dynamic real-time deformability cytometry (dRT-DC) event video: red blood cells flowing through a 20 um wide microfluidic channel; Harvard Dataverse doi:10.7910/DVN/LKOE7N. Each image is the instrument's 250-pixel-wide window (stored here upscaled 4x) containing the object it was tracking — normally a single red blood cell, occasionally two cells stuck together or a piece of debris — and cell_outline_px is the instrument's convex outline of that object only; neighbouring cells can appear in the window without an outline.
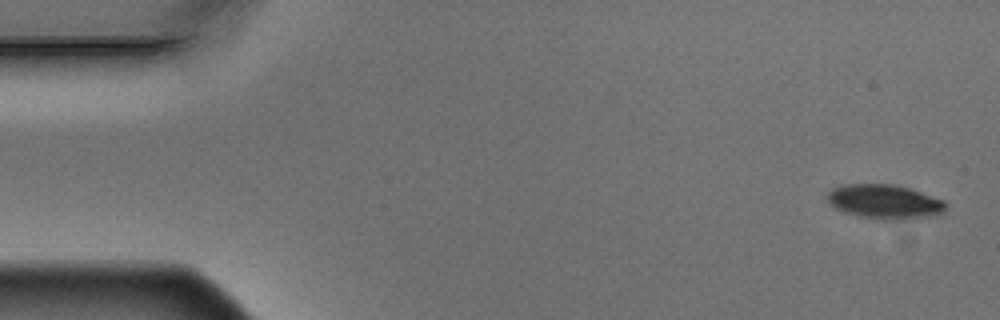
{"species": "Egyptian fruit bat (a non-hibernating species)", "species_latin": "Rousettus aegyptiacus", "temperature_condition": "warm", "stored_images_in_passage": 4, "camera_frame_rate_fps": 3000, "um_per_image_px": 0.085, "animal": {"sex": "male"}, "frame": {"image": 1, "passage_image": 1, "time_ms": 0.0, "image_size_px": [1000, 320], "cell_outline_px": [[944, 216], [904, 220], [880, 220], [860, 216], [844, 212], [836, 208], [828, 200], [828, 192], [832, 188], [844, 184], [892, 184], [908, 188], [944, 200]], "centroid_in_image_um": [75.25, 17.17], "position_along_channel_um": 9.8, "area_um2": 23.93}}
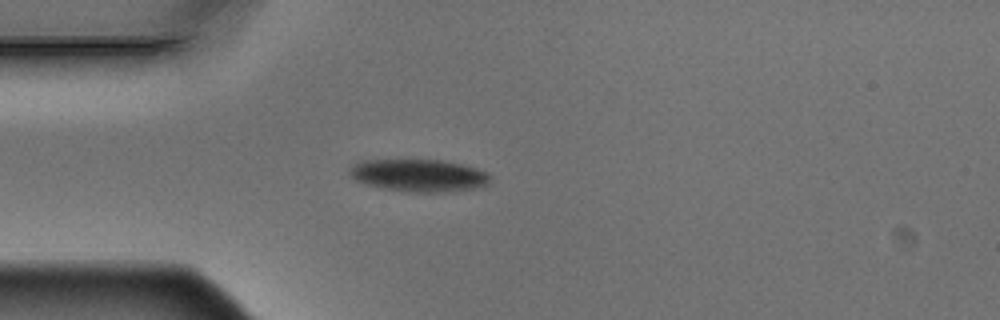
{"frame": {"image": 2, "passage_image": 4, "time_ms": 1.0, "image_size_px": [1000, 320], "cell_outline_px": [[492, 176], [488, 184], [476, 188], [452, 192], [412, 192], [380, 188], [356, 180], [348, 172], [352, 164], [360, 160], [444, 160], [464, 164], [488, 172]], "centroid_in_image_um": [35.64, 14.91], "position_along_channel_um": 49.4, "area_um2": 26.88}}